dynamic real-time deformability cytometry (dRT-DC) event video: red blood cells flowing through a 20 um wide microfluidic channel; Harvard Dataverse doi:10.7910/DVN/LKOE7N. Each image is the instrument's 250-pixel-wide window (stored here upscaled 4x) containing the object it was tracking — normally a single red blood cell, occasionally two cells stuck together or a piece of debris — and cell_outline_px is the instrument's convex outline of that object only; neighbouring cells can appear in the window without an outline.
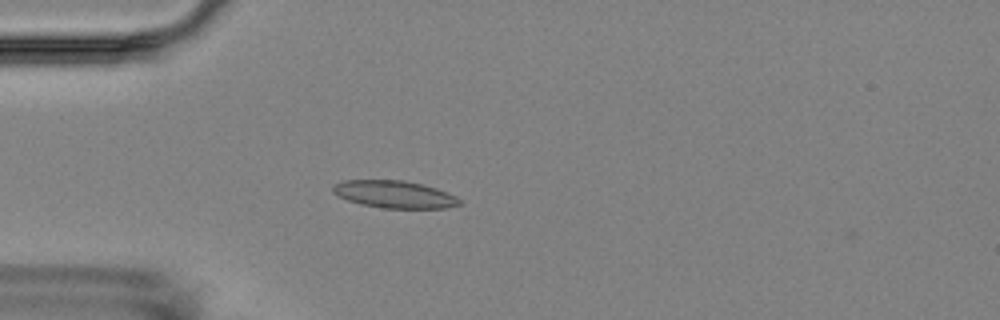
{"species": "Egyptian fruit bat (a non-hibernating species)", "species_latin": "Rousettus aegyptiacus", "temperature_condition": "room temperature", "stored_images_in_passage": 6, "camera_frame_rate_fps": 3000, "um_per_image_px": 0.085, "animal": {"sex": "female"}, "frame": {"image": 1, "passage_image": 5, "time_ms": 4.667, "image_size_px": [1000, 320], "cell_outline_px": [[460, 204], [448, 208], [384, 208], [360, 204], [348, 200], [332, 192], [332, 184], [344, 180], [404, 180], [424, 184], [436, 188], [456, 196], [460, 200]], "centroid_in_image_um": [33.52, 16.51], "position_along_channel_um": 51.5, "area_um2": 20.23}}